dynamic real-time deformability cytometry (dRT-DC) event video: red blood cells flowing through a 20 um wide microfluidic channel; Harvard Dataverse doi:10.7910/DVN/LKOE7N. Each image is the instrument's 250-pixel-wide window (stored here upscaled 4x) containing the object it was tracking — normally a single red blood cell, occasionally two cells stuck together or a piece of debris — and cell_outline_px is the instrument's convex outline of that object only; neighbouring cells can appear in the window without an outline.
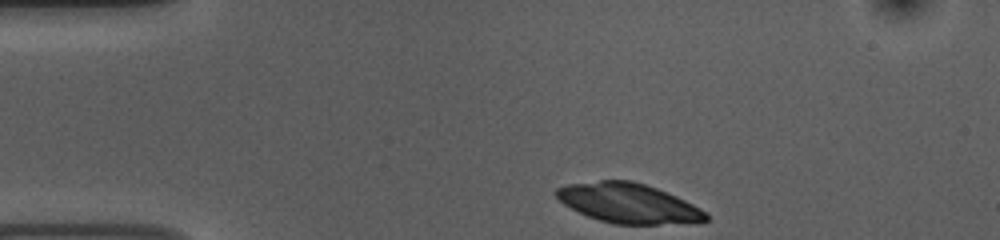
{"species": "common noctule bat (a hibernating species)", "species_latin": "Nyctalus noctula", "temperature_condition": "room temperature", "stored_images_in_passage": 36, "camera_frame_rate_fps": 3000, "um_per_image_px": 0.085, "animal": {"sex": "female", "body_mass_g": 10.0, "forearm_length_mm": 53.1}, "frame": {"image": 1, "passage_image": 1, "time_ms": 0.0, "image_size_px": [1000, 240], "cell_outline_px": [[708, 220], [656, 224], [612, 224], [588, 216], [564, 204], [552, 192], [556, 188], [568, 184], [600, 180], [632, 180], [656, 188], [676, 196], [708, 212]], "centroid_in_image_um": [53.37, 17.25], "position_along_channel_um": 31.6, "area_um2": 34.22}}